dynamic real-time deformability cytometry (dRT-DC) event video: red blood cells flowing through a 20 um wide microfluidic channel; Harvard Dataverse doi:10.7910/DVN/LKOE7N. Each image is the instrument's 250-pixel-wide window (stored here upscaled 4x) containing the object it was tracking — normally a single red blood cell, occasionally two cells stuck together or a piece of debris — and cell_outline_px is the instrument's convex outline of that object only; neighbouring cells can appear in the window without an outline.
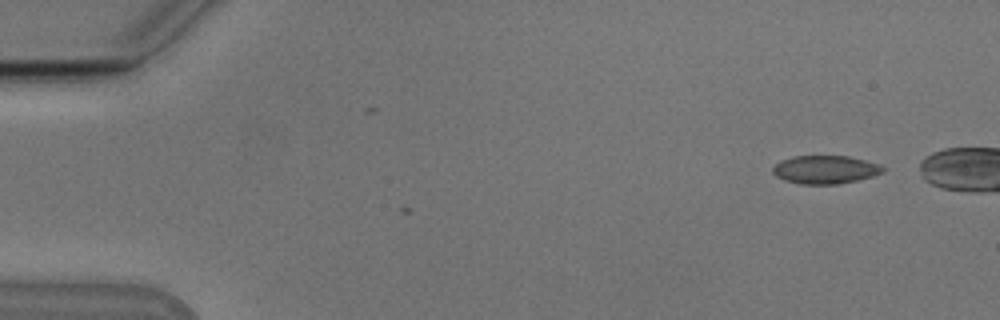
{"species": "Egyptian fruit bat (a non-hibernating species)", "species_latin": "Rousettus aegyptiacus", "temperature_condition": "cold", "stored_images_in_passage": 3, "camera_frame_rate_fps": 3000, "um_per_image_px": 0.085, "animal": {"sex": "male"}, "frame": {"image": 1, "passage_image": 1, "time_ms": 0.0, "image_size_px": [1000, 320], "cell_outline_px": [[888, 168], [884, 172], [872, 176], [856, 180], [836, 184], [800, 184], [784, 180], [776, 176], [772, 172], [772, 168], [776, 164], [792, 156], [848, 156], [880, 164]], "centroid_in_image_um": [70.17, 14.41], "position_along_channel_um": 14.8, "area_um2": 18.09}}